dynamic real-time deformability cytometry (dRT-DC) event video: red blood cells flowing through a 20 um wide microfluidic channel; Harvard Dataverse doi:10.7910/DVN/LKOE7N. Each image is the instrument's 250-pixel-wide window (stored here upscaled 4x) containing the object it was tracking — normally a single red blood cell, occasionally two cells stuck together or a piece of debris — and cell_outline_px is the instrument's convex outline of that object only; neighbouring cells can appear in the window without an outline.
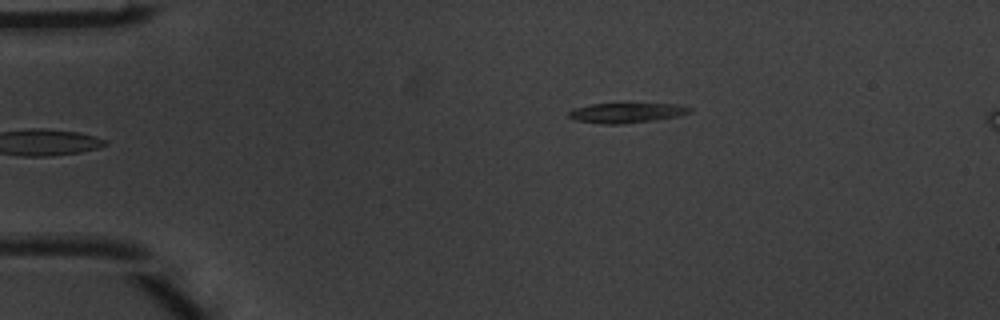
{"species": "common noctule bat (a hibernating species)", "species_latin": "Nyctalus noctula", "temperature_condition": "warm", "stored_images_in_passage": 5, "camera_frame_rate_fps": 3000, "um_per_image_px": 0.085, "animal": {"sex": "male", "body_mass_g": 20.1, "forearm_length_mm": 53.5}, "frame": {"image": 1, "passage_image": 5, "time_ms": 1.333, "image_size_px": [1000, 320], "cell_outline_px": [[692, 108], [688, 112], [680, 116], [652, 120], [620, 124], [604, 124], [572, 120], [568, 116], [568, 112], [576, 108], [592, 104], [676, 104]], "centroid_in_image_um": [53.21, 9.6], "position_along_channel_um": 31.8, "area_um2": 13.81}}